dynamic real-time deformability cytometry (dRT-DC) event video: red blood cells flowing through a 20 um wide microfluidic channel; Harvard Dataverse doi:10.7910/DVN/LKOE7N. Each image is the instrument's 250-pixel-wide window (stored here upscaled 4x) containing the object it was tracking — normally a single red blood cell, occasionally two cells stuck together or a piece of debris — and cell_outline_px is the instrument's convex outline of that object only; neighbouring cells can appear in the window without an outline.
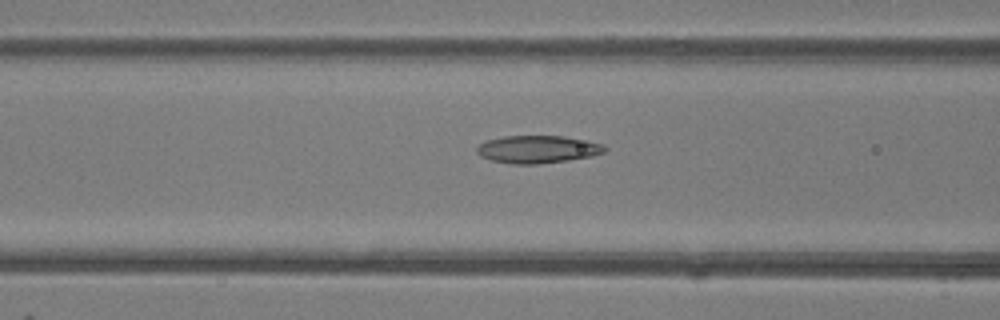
{"species": "common noctule bat (a hibernating species)", "species_latin": "Nyctalus noctula", "temperature_condition": "room temperature", "stored_images_in_passage": 34, "camera_frame_rate_fps": 3000, "um_per_image_px": 0.085, "animal": {"sex": "female"}, "frame": {"image": 1, "passage_image": 5, "time_ms": 1.333, "image_size_px": [1000, 320], "cell_outline_px": [[608, 148], [604, 152], [592, 156], [568, 160], [536, 164], [512, 164], [492, 160], [480, 156], [476, 152], [476, 148], [484, 140], [504, 136], [564, 136], [588, 140], [604, 144]], "centroid_in_image_um": [45.71, 12.68], "position_along_channel_um": 120.9, "area_um2": 20.75}}
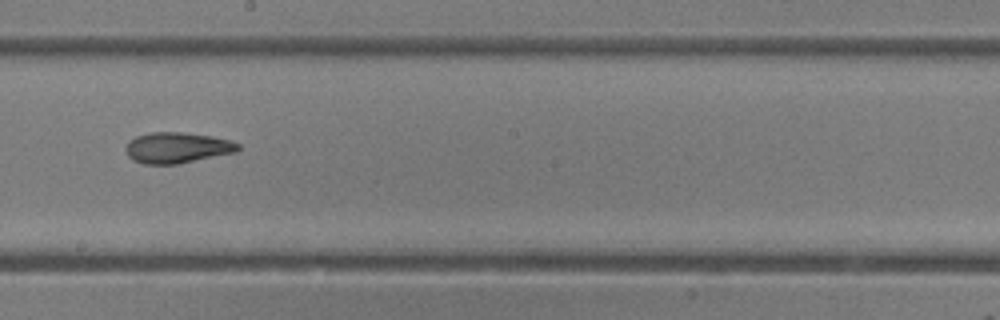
{"frame": {"image": 2, "passage_image": 13, "time_ms": 4.0, "image_size_px": [1000, 320], "cell_outline_px": [[240, 148], [236, 152], [176, 164], [144, 164], [132, 160], [128, 156], [124, 148], [128, 140], [136, 136], [152, 132], [180, 132], [212, 136], [228, 140], [240, 144]], "centroid_in_image_um": [15.01, 12.55], "position_along_channel_um": 233.2, "area_um2": 20.17}}
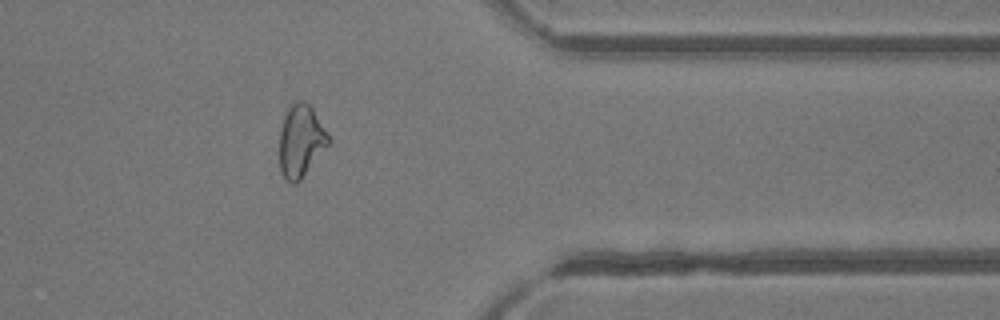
{"frame": {"image": 3, "passage_image": 25, "time_ms": 8.0, "image_size_px": [1000, 320], "cell_outline_px": [[332, 140], [300, 180], [296, 184], [292, 184], [280, 172], [280, 128], [284, 116], [288, 108], [296, 100], [304, 100], [312, 108]], "centroid_in_image_um": [25.57, 11.97], "position_along_channel_um": 385.8, "area_um2": 20.52}, "authors_computed_cell_mechanics": {"area_um2": 20.4901, "velocity_mm_per_s": 4.2053, "shape_relaxation_time_tau1_ms": 8.0732, "shape_relaxation_time_tau2_ms": 3.5931, "deformation_change_tau1": 0.1971, "deformation_change_tau2": 0.119}}